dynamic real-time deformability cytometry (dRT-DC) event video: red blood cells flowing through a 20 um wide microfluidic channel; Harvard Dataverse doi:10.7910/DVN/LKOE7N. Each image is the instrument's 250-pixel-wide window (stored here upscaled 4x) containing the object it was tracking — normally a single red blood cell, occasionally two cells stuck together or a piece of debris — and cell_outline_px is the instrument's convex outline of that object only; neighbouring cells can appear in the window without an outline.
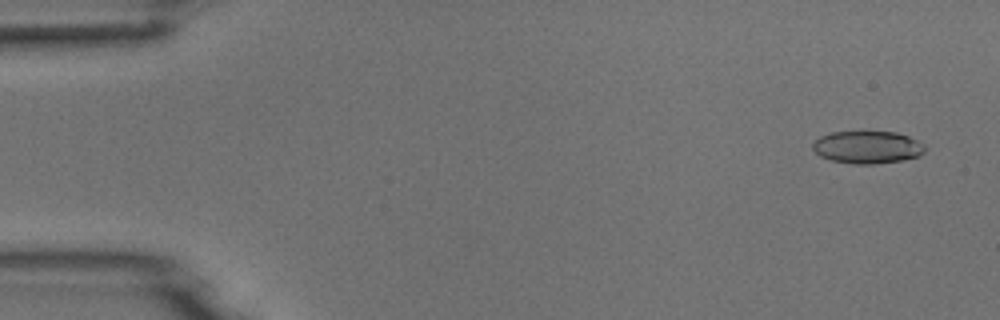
{"species": "common noctule bat (a hibernating species)", "species_latin": "Nyctalus noctula", "temperature_condition": "room temperature", "stored_images_in_passage": 50, "camera_frame_rate_fps": 3000, "um_per_image_px": 0.085, "animal": {"sex": "male", "body_mass_g": 18.8}, "frame": {"image": 1, "passage_image": 2, "time_ms": 0.333, "image_size_px": [1000, 320], "cell_outline_px": [[924, 152], [920, 156], [904, 160], [876, 164], [856, 164], [832, 160], [820, 156], [812, 148], [812, 144], [820, 136], [832, 132], [896, 132], [908, 136], [924, 144]], "centroid_in_image_um": [73.74, 12.52], "position_along_channel_um": 11.3, "area_um2": 21.21}}
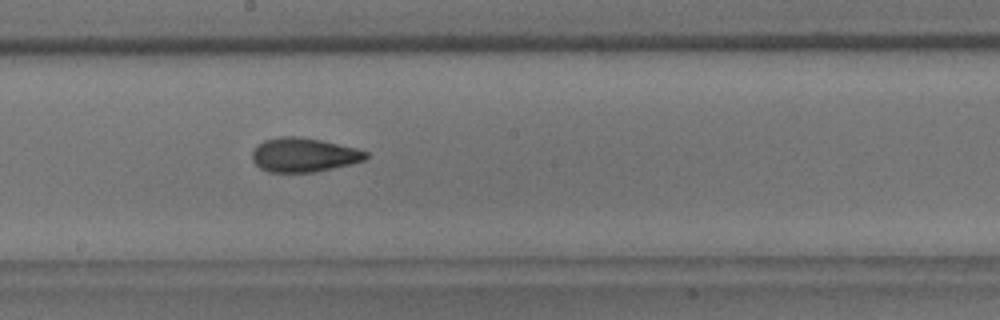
{"frame": {"image": 2, "passage_image": 27, "time_ms": 8.667, "image_size_px": [1000, 320], "cell_outline_px": [[368, 156], [364, 160], [352, 164], [316, 172], [268, 172], [260, 168], [252, 160], [252, 148], [256, 144], [264, 140], [276, 136], [296, 136], [320, 140], [356, 148], [368, 152]], "centroid_in_image_um": [25.78, 13.16], "position_along_channel_um": 222.4, "area_um2": 22.83}}
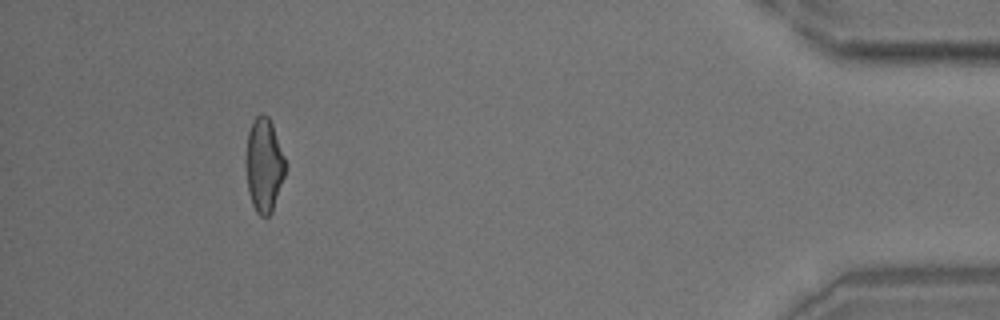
{"frame": {"image": 3, "passage_image": 46, "time_ms": 15.0, "image_size_px": [1000, 320], "cell_outline_px": [[288, 164], [272, 212], [268, 216], [260, 216], [256, 212], [252, 204], [248, 192], [248, 132], [252, 120], [260, 112], [264, 112], [268, 116], [272, 124]], "centroid_in_image_um": [22.49, 14.01], "position_along_channel_um": 412.7, "area_um2": 21.33}}